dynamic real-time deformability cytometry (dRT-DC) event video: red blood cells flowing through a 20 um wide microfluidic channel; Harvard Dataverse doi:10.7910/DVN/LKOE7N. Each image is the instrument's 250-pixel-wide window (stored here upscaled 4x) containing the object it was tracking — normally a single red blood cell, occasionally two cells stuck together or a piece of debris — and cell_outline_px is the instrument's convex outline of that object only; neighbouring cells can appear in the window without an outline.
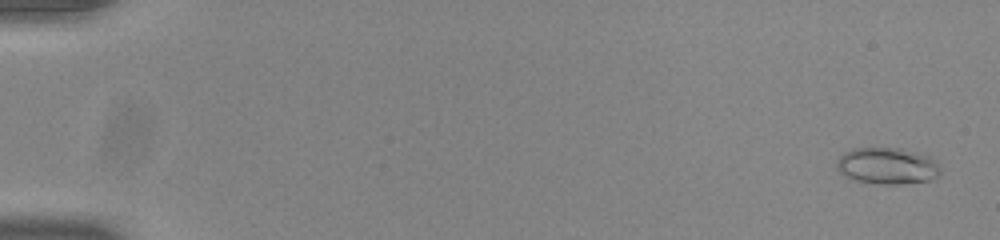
{"species": "common noctule bat (a hibernating species)", "species_latin": "Nyctalus noctula", "temperature_condition": "room temperature", "stored_images_in_passage": 55, "camera_frame_rate_fps": 3000, "um_per_image_px": 0.085, "animal": {"sex": "male", "body_mass_g": 20.0, "forearm_length_mm": 53.3}, "frame": {"image": 1, "passage_image": 3, "time_ms": 0.667, "image_size_px": [1000, 240], "cell_outline_px": [[940, 176], [932, 180], [900, 184], [880, 184], [852, 180], [844, 176], [836, 168], [836, 160], [844, 152], [852, 148], [900, 148], [932, 156], [936, 160], [940, 168]], "centroid_in_image_um": [75.43, 14.1], "position_along_channel_um": 9.6, "area_um2": 22.54}}
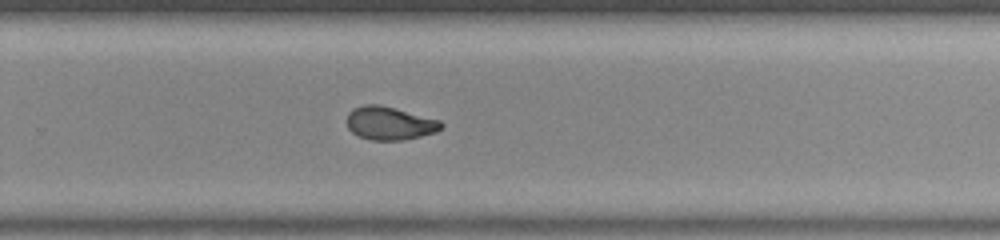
{"frame": {"image": 2, "passage_image": 38, "time_ms": 12.333, "image_size_px": [1000, 240], "cell_outline_px": [[444, 124], [436, 132], [404, 140], [372, 140], [360, 136], [352, 132], [348, 128], [348, 112], [352, 108], [364, 104], [380, 104], [440, 120]], "centroid_in_image_um": [33.11, 10.46], "position_along_channel_um": 296.7, "area_um2": 18.21}}
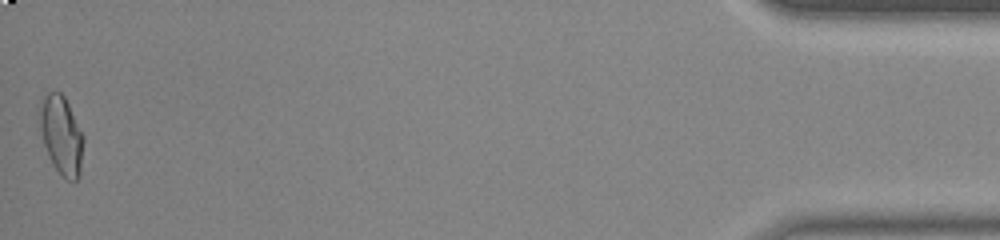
{"frame": {"image": 3, "passage_image": 55, "time_ms": 18.0, "image_size_px": [1000, 240], "cell_outline_px": [[84, 140], [80, 176], [76, 180], [68, 180], [52, 164], [48, 156], [44, 144], [40, 128], [40, 112], [44, 96], [48, 92], [60, 92], [64, 96], [84, 136]], "centroid_in_image_um": [5.24, 11.51], "position_along_channel_um": 430.0, "area_um2": 19.71}, "authors_computed_cell_mechanics": {"area_um2": 18.6116, "velocity_mm_per_s": 3.8777, "shape_relaxation_time_tau1_ms": null, "shape_relaxation_time_tau2_ms": 1.6746, "deformation_change_tau1": null, "deformation_change_tau2": 0.0657}}